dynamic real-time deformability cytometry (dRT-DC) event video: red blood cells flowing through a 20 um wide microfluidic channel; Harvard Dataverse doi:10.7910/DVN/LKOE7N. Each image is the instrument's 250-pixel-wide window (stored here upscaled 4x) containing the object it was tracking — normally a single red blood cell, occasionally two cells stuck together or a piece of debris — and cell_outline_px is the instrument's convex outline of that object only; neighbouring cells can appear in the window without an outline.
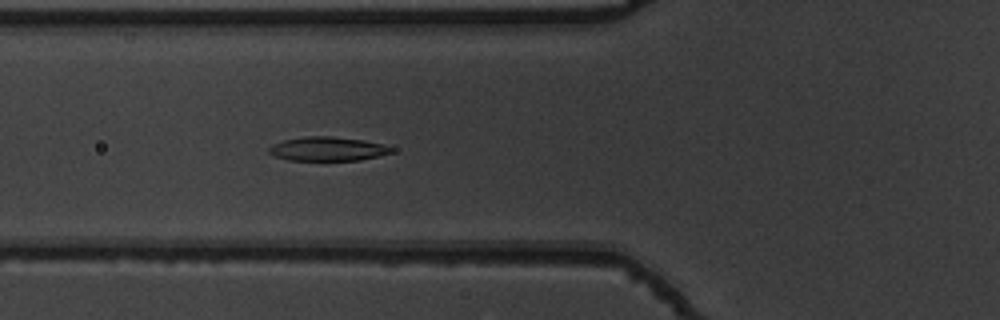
{"species": "common noctule bat (a hibernating species)", "species_latin": "Nyctalus noctula", "temperature_condition": "warm", "stored_images_in_passage": 52, "camera_frame_rate_fps": 3000, "um_per_image_px": 0.085, "animal": {"sex": "male", "body_mass_g": 19.5, "forearm_length_mm": 54.6}, "frame": {"image": 1, "passage_image": 19, "time_ms": 6.0, "image_size_px": [1000, 320], "cell_outline_px": [[396, 148], [392, 152], [360, 160], [288, 160], [276, 156], [268, 152], [268, 148], [272, 144], [284, 140], [304, 136], [332, 136], [364, 140]], "centroid_in_image_um": [27.83, 12.65], "position_along_channel_um": 98.0, "area_um2": 17.05}}
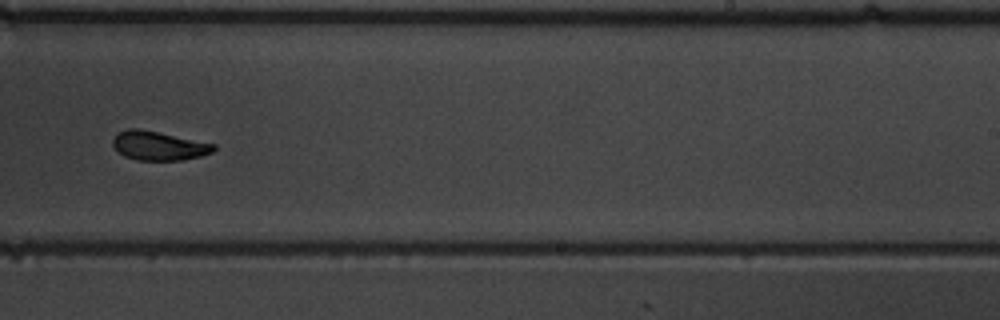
{"frame": {"image": 2, "passage_image": 33, "time_ms": 10.667, "image_size_px": [1000, 320], "cell_outline_px": [[216, 148], [212, 152], [200, 156], [184, 160], [136, 160], [124, 156], [112, 144], [112, 140], [120, 132], [128, 128], [140, 128], [216, 144]], "centroid_in_image_um": [13.51, 12.39], "position_along_channel_um": 275.5, "area_um2": 16.99}}
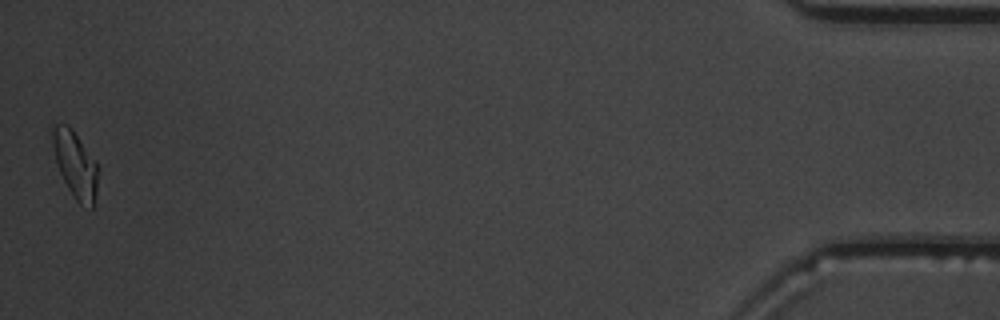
{"frame": {"image": 3, "passage_image": 52, "time_ms": 17.0, "image_size_px": [1000, 320], "cell_outline_px": [[96, 192], [92, 208], [80, 204], [76, 200], [68, 188], [60, 172], [56, 160], [52, 144], [52, 124], [68, 124], [72, 128], [96, 160]], "centroid_in_image_um": [6.38, 13.93], "position_along_channel_um": 428.8, "area_um2": 17.34}, "authors_computed_cell_mechanics": {"area_um2": 17.6001, "velocity_mm_per_s": 3.8078, "shape_relaxation_time_tau1_ms": 7.9059, "shape_relaxation_time_tau2_ms": 3.6403, "deformation_change_tau1": 0.2081, "deformation_change_tau2": 0.0946}}